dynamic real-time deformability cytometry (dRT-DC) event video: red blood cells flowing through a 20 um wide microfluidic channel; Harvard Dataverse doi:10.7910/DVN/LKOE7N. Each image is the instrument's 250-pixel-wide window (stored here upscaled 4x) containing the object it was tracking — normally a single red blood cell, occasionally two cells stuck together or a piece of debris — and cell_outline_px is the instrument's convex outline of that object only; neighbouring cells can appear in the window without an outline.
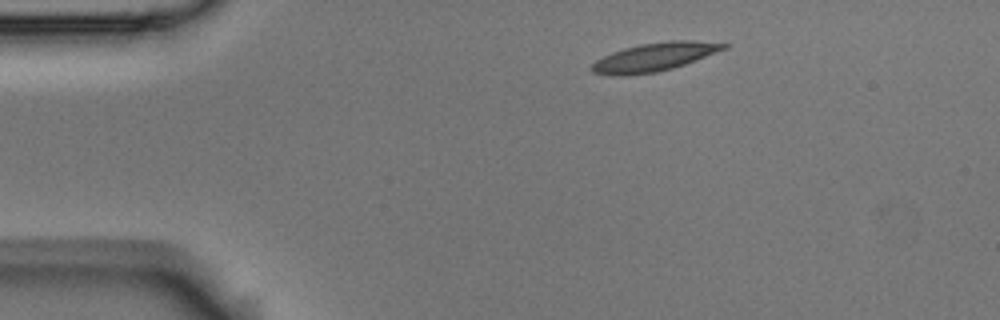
{"species": "Egyptian fruit bat (a non-hibernating species)", "species_latin": "Rousettus aegyptiacus", "temperature_condition": "room temperature", "stored_images_in_passage": 4, "camera_frame_rate_fps": 3000, "um_per_image_px": 0.085, "animal": {"sex": "male"}, "frame": {"image": 1, "passage_image": 1, "time_ms": 0.0, "image_size_px": [1000, 320], "cell_outline_px": [[728, 48], [684, 64], [672, 68], [656, 72], [628, 76], [608, 76], [592, 72], [588, 68], [596, 60], [612, 52], [624, 48], [640, 44], [672, 40], [692, 40], [728, 44]], "centroid_in_image_um": [55.56, 4.86], "position_along_channel_um": 29.4, "area_um2": 21.91}}
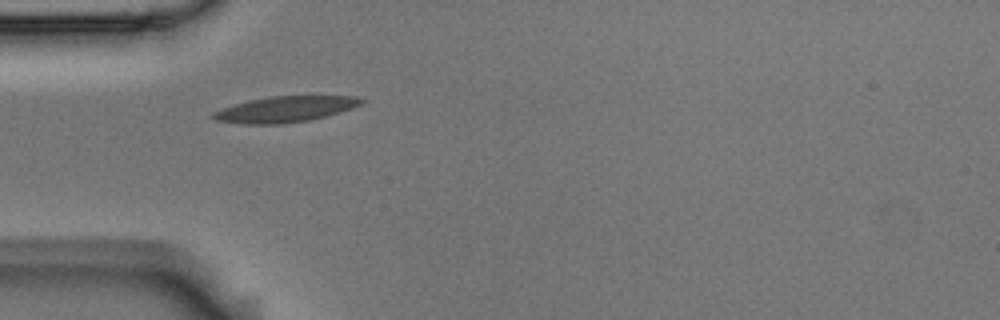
{"frame": {"image": 2, "passage_image": 3, "time_ms": 0.667, "image_size_px": [1000, 320], "cell_outline_px": [[364, 100], [360, 104], [352, 108], [324, 116], [308, 120], [280, 124], [244, 124], [216, 120], [208, 116], [212, 112], [220, 108], [248, 100], [272, 96], [356, 96]], "centroid_in_image_um": [24.15, 9.28], "position_along_channel_um": 60.8, "area_um2": 22.2}}
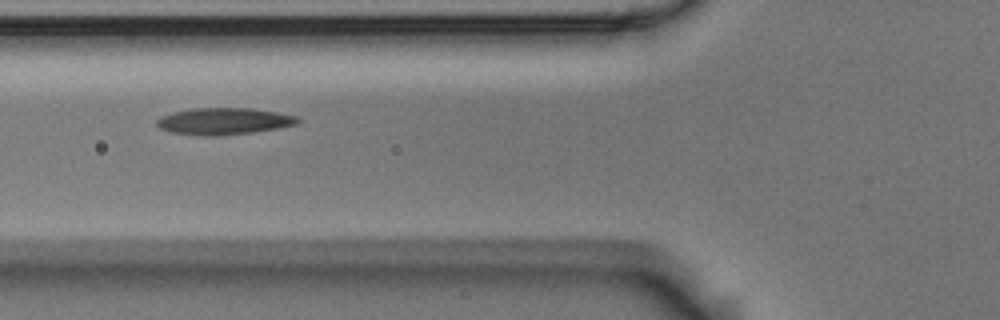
{"frame": {"image": 3, "passage_image": 4, "time_ms": 1.0, "image_size_px": [1000, 320], "cell_outline_px": [[300, 120], [296, 124], [276, 128], [252, 132], [216, 136], [204, 136], [172, 132], [160, 128], [156, 124], [156, 120], [160, 116], [172, 112], [192, 108], [252, 108], [276, 112], [296, 116]], "centroid_in_image_um": [18.98, 10.29], "position_along_channel_um": 106.8, "area_um2": 21.85}}